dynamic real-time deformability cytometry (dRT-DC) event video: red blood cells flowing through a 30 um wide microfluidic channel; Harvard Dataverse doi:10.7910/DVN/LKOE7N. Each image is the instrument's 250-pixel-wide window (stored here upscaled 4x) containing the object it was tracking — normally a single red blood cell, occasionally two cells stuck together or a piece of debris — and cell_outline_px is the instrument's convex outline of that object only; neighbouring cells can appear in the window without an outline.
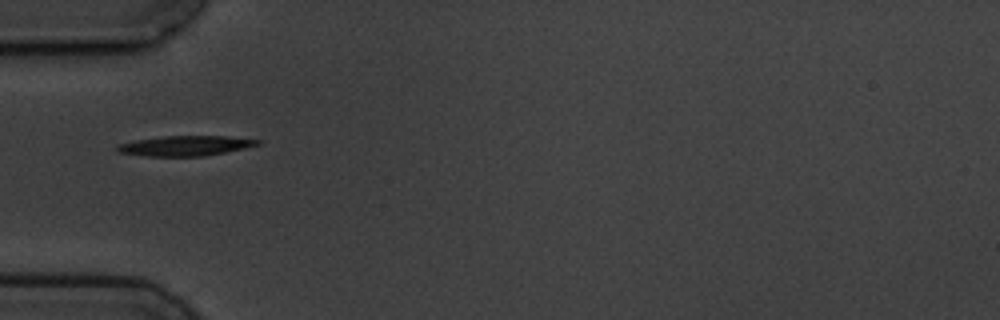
{"species": "common noctule bat (a hibernating species)", "species_latin": "Nyctalus noctula", "temperature_condition": "cold", "stored_images_in_passage": 8, "camera_frame_rate_fps": 3000, "um_per_image_px": 0.085, "animal": {"sex": "male", "body_mass_g": 19.5, "forearm_length_mm": 54.6}, "frame": {"image": 1, "passage_image": 5, "time_ms": 4.667, "image_size_px": [1000, 320], "cell_outline_px": [[260, 144], [244, 148], [204, 156], [144, 156], [116, 152], [116, 144], [136, 140], [164, 136], [228, 136], [260, 140]], "centroid_in_image_um": [15.69, 12.39], "position_along_channel_um": 69.3, "area_um2": 16.36}}
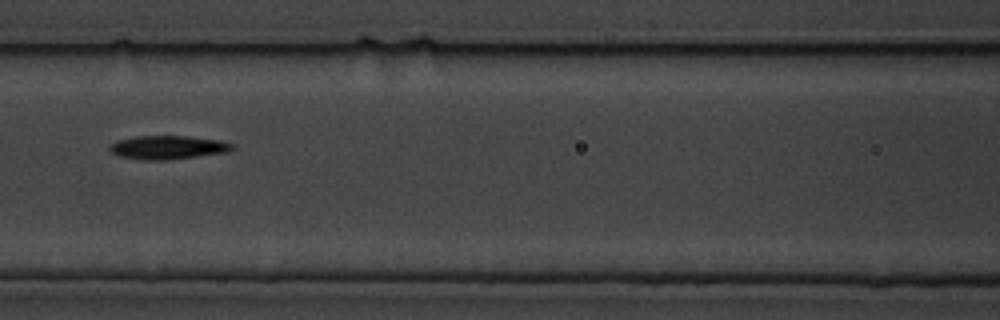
{"frame": {"image": 2, "passage_image": 7, "time_ms": 7.0, "image_size_px": [1000, 320], "cell_outline_px": [[236, 148], [228, 152], [164, 160], [144, 160], [116, 156], [108, 148], [108, 144], [116, 140], [136, 136], [188, 136], [220, 140], [236, 144]], "centroid_in_image_um": [14.25, 12.52], "position_along_channel_um": 152.3, "area_um2": 17.11}}
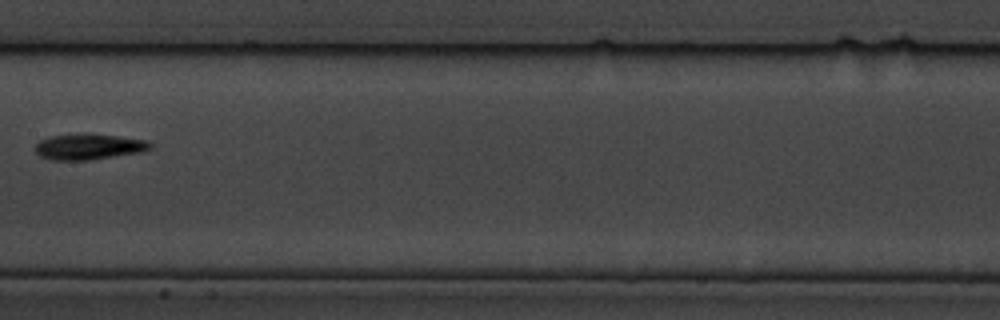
{"frame": {"image": 3, "passage_image": 8, "time_ms": 8.333, "image_size_px": [1000, 320], "cell_outline_px": [[152, 148], [140, 152], [88, 160], [52, 160], [40, 156], [36, 152], [36, 144], [40, 140], [48, 136], [84, 132], [148, 140], [152, 144]], "centroid_in_image_um": [7.53, 12.45], "position_along_channel_um": 199.9, "area_um2": 17.46}}